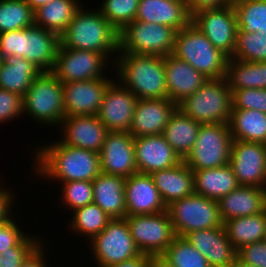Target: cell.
<instances>
[{
    "instance_id": "31",
    "label": "cell",
    "mask_w": 266,
    "mask_h": 267,
    "mask_svg": "<svg viewBox=\"0 0 266 267\" xmlns=\"http://www.w3.org/2000/svg\"><path fill=\"white\" fill-rule=\"evenodd\" d=\"M200 125L177 108L165 126L163 136L182 160L192 150Z\"/></svg>"
},
{
    "instance_id": "48",
    "label": "cell",
    "mask_w": 266,
    "mask_h": 267,
    "mask_svg": "<svg viewBox=\"0 0 266 267\" xmlns=\"http://www.w3.org/2000/svg\"><path fill=\"white\" fill-rule=\"evenodd\" d=\"M1 185V183H0ZM0 186V224L8 221L13 216V208L12 204H14V193L12 194V191H9L10 189H5V187L1 188ZM12 206V207H11ZM11 212V213H10Z\"/></svg>"
},
{
    "instance_id": "12",
    "label": "cell",
    "mask_w": 266,
    "mask_h": 267,
    "mask_svg": "<svg viewBox=\"0 0 266 267\" xmlns=\"http://www.w3.org/2000/svg\"><path fill=\"white\" fill-rule=\"evenodd\" d=\"M89 247L97 267H108L140 254L125 218L111 219L103 231L90 240Z\"/></svg>"
},
{
    "instance_id": "19",
    "label": "cell",
    "mask_w": 266,
    "mask_h": 267,
    "mask_svg": "<svg viewBox=\"0 0 266 267\" xmlns=\"http://www.w3.org/2000/svg\"><path fill=\"white\" fill-rule=\"evenodd\" d=\"M61 144L101 152L108 129L96 115L66 116L59 125Z\"/></svg>"
},
{
    "instance_id": "39",
    "label": "cell",
    "mask_w": 266,
    "mask_h": 267,
    "mask_svg": "<svg viewBox=\"0 0 266 267\" xmlns=\"http://www.w3.org/2000/svg\"><path fill=\"white\" fill-rule=\"evenodd\" d=\"M231 58L248 62H266V31L247 33L238 29L236 46Z\"/></svg>"
},
{
    "instance_id": "4",
    "label": "cell",
    "mask_w": 266,
    "mask_h": 267,
    "mask_svg": "<svg viewBox=\"0 0 266 267\" xmlns=\"http://www.w3.org/2000/svg\"><path fill=\"white\" fill-rule=\"evenodd\" d=\"M60 36L37 25L0 34V56L23 57L42 72H51L55 65Z\"/></svg>"
},
{
    "instance_id": "50",
    "label": "cell",
    "mask_w": 266,
    "mask_h": 267,
    "mask_svg": "<svg viewBox=\"0 0 266 267\" xmlns=\"http://www.w3.org/2000/svg\"><path fill=\"white\" fill-rule=\"evenodd\" d=\"M44 247L45 244L43 242L27 257V259L22 263L21 267H48L45 259L48 258V256L46 257L44 255L46 252Z\"/></svg>"
},
{
    "instance_id": "16",
    "label": "cell",
    "mask_w": 266,
    "mask_h": 267,
    "mask_svg": "<svg viewBox=\"0 0 266 267\" xmlns=\"http://www.w3.org/2000/svg\"><path fill=\"white\" fill-rule=\"evenodd\" d=\"M112 78L63 83V102L66 116L97 115Z\"/></svg>"
},
{
    "instance_id": "52",
    "label": "cell",
    "mask_w": 266,
    "mask_h": 267,
    "mask_svg": "<svg viewBox=\"0 0 266 267\" xmlns=\"http://www.w3.org/2000/svg\"><path fill=\"white\" fill-rule=\"evenodd\" d=\"M147 267H174L163 255H148Z\"/></svg>"
},
{
    "instance_id": "38",
    "label": "cell",
    "mask_w": 266,
    "mask_h": 267,
    "mask_svg": "<svg viewBox=\"0 0 266 267\" xmlns=\"http://www.w3.org/2000/svg\"><path fill=\"white\" fill-rule=\"evenodd\" d=\"M238 29L247 33L266 31V0H233Z\"/></svg>"
},
{
    "instance_id": "42",
    "label": "cell",
    "mask_w": 266,
    "mask_h": 267,
    "mask_svg": "<svg viewBox=\"0 0 266 267\" xmlns=\"http://www.w3.org/2000/svg\"><path fill=\"white\" fill-rule=\"evenodd\" d=\"M62 184V203L66 208L74 211L77 208L84 207L93 203L92 181L76 180L61 182Z\"/></svg>"
},
{
    "instance_id": "15",
    "label": "cell",
    "mask_w": 266,
    "mask_h": 267,
    "mask_svg": "<svg viewBox=\"0 0 266 267\" xmlns=\"http://www.w3.org/2000/svg\"><path fill=\"white\" fill-rule=\"evenodd\" d=\"M229 164L239 185L266 189V144L233 140Z\"/></svg>"
},
{
    "instance_id": "34",
    "label": "cell",
    "mask_w": 266,
    "mask_h": 267,
    "mask_svg": "<svg viewBox=\"0 0 266 267\" xmlns=\"http://www.w3.org/2000/svg\"><path fill=\"white\" fill-rule=\"evenodd\" d=\"M79 0H52L34 10V24L59 36L66 30L80 8Z\"/></svg>"
},
{
    "instance_id": "11",
    "label": "cell",
    "mask_w": 266,
    "mask_h": 267,
    "mask_svg": "<svg viewBox=\"0 0 266 267\" xmlns=\"http://www.w3.org/2000/svg\"><path fill=\"white\" fill-rule=\"evenodd\" d=\"M133 241L142 254L162 255L176 237L166 211L125 217Z\"/></svg>"
},
{
    "instance_id": "6",
    "label": "cell",
    "mask_w": 266,
    "mask_h": 267,
    "mask_svg": "<svg viewBox=\"0 0 266 267\" xmlns=\"http://www.w3.org/2000/svg\"><path fill=\"white\" fill-rule=\"evenodd\" d=\"M231 108V89L225 77L208 79L178 104V109L200 124L228 123Z\"/></svg>"
},
{
    "instance_id": "1",
    "label": "cell",
    "mask_w": 266,
    "mask_h": 267,
    "mask_svg": "<svg viewBox=\"0 0 266 267\" xmlns=\"http://www.w3.org/2000/svg\"><path fill=\"white\" fill-rule=\"evenodd\" d=\"M53 141L33 151L38 176L58 182L93 181L101 173L100 153Z\"/></svg>"
},
{
    "instance_id": "8",
    "label": "cell",
    "mask_w": 266,
    "mask_h": 267,
    "mask_svg": "<svg viewBox=\"0 0 266 267\" xmlns=\"http://www.w3.org/2000/svg\"><path fill=\"white\" fill-rule=\"evenodd\" d=\"M232 142L228 123L201 124L195 144L183 161L192 171L225 166Z\"/></svg>"
},
{
    "instance_id": "17",
    "label": "cell",
    "mask_w": 266,
    "mask_h": 267,
    "mask_svg": "<svg viewBox=\"0 0 266 267\" xmlns=\"http://www.w3.org/2000/svg\"><path fill=\"white\" fill-rule=\"evenodd\" d=\"M137 101L129 89L115 80L108 86L96 116L108 131L129 132Z\"/></svg>"
},
{
    "instance_id": "40",
    "label": "cell",
    "mask_w": 266,
    "mask_h": 267,
    "mask_svg": "<svg viewBox=\"0 0 266 267\" xmlns=\"http://www.w3.org/2000/svg\"><path fill=\"white\" fill-rule=\"evenodd\" d=\"M174 267H211L185 237L176 236L162 254Z\"/></svg>"
},
{
    "instance_id": "53",
    "label": "cell",
    "mask_w": 266,
    "mask_h": 267,
    "mask_svg": "<svg viewBox=\"0 0 266 267\" xmlns=\"http://www.w3.org/2000/svg\"><path fill=\"white\" fill-rule=\"evenodd\" d=\"M33 10H36L40 6L49 3L52 0H25Z\"/></svg>"
},
{
    "instance_id": "33",
    "label": "cell",
    "mask_w": 266,
    "mask_h": 267,
    "mask_svg": "<svg viewBox=\"0 0 266 267\" xmlns=\"http://www.w3.org/2000/svg\"><path fill=\"white\" fill-rule=\"evenodd\" d=\"M223 226L236 250L243 245L263 241L266 234V209L259 214L229 219L223 222Z\"/></svg>"
},
{
    "instance_id": "46",
    "label": "cell",
    "mask_w": 266,
    "mask_h": 267,
    "mask_svg": "<svg viewBox=\"0 0 266 267\" xmlns=\"http://www.w3.org/2000/svg\"><path fill=\"white\" fill-rule=\"evenodd\" d=\"M237 257L245 263L266 267V241L243 245L237 250Z\"/></svg>"
},
{
    "instance_id": "27",
    "label": "cell",
    "mask_w": 266,
    "mask_h": 267,
    "mask_svg": "<svg viewBox=\"0 0 266 267\" xmlns=\"http://www.w3.org/2000/svg\"><path fill=\"white\" fill-rule=\"evenodd\" d=\"M126 178L100 173L93 181V203L97 204L111 219L127 215L125 204Z\"/></svg>"
},
{
    "instance_id": "47",
    "label": "cell",
    "mask_w": 266,
    "mask_h": 267,
    "mask_svg": "<svg viewBox=\"0 0 266 267\" xmlns=\"http://www.w3.org/2000/svg\"><path fill=\"white\" fill-rule=\"evenodd\" d=\"M14 220L11 218L0 224V252L16 246L26 236Z\"/></svg>"
},
{
    "instance_id": "41",
    "label": "cell",
    "mask_w": 266,
    "mask_h": 267,
    "mask_svg": "<svg viewBox=\"0 0 266 267\" xmlns=\"http://www.w3.org/2000/svg\"><path fill=\"white\" fill-rule=\"evenodd\" d=\"M138 4L139 0H104L99 11L120 32L135 20Z\"/></svg>"
},
{
    "instance_id": "36",
    "label": "cell",
    "mask_w": 266,
    "mask_h": 267,
    "mask_svg": "<svg viewBox=\"0 0 266 267\" xmlns=\"http://www.w3.org/2000/svg\"><path fill=\"white\" fill-rule=\"evenodd\" d=\"M70 227L83 237L90 240L99 234L107 226L111 218L97 204L91 203L72 211Z\"/></svg>"
},
{
    "instance_id": "37",
    "label": "cell",
    "mask_w": 266,
    "mask_h": 267,
    "mask_svg": "<svg viewBox=\"0 0 266 267\" xmlns=\"http://www.w3.org/2000/svg\"><path fill=\"white\" fill-rule=\"evenodd\" d=\"M34 25V10L25 0H0V34Z\"/></svg>"
},
{
    "instance_id": "22",
    "label": "cell",
    "mask_w": 266,
    "mask_h": 267,
    "mask_svg": "<svg viewBox=\"0 0 266 267\" xmlns=\"http://www.w3.org/2000/svg\"><path fill=\"white\" fill-rule=\"evenodd\" d=\"M185 238L204 256L211 267H233L237 250L229 241L224 226L188 233Z\"/></svg>"
},
{
    "instance_id": "23",
    "label": "cell",
    "mask_w": 266,
    "mask_h": 267,
    "mask_svg": "<svg viewBox=\"0 0 266 267\" xmlns=\"http://www.w3.org/2000/svg\"><path fill=\"white\" fill-rule=\"evenodd\" d=\"M127 215L155 214L167 210L150 174L135 173L126 178Z\"/></svg>"
},
{
    "instance_id": "43",
    "label": "cell",
    "mask_w": 266,
    "mask_h": 267,
    "mask_svg": "<svg viewBox=\"0 0 266 267\" xmlns=\"http://www.w3.org/2000/svg\"><path fill=\"white\" fill-rule=\"evenodd\" d=\"M27 234L16 246L0 252V267H21L27 257L43 242Z\"/></svg>"
},
{
    "instance_id": "10",
    "label": "cell",
    "mask_w": 266,
    "mask_h": 267,
    "mask_svg": "<svg viewBox=\"0 0 266 267\" xmlns=\"http://www.w3.org/2000/svg\"><path fill=\"white\" fill-rule=\"evenodd\" d=\"M167 212L176 236L223 226L218 201L195 193L171 202Z\"/></svg>"
},
{
    "instance_id": "32",
    "label": "cell",
    "mask_w": 266,
    "mask_h": 267,
    "mask_svg": "<svg viewBox=\"0 0 266 267\" xmlns=\"http://www.w3.org/2000/svg\"><path fill=\"white\" fill-rule=\"evenodd\" d=\"M228 125L233 140L266 144V113L231 109Z\"/></svg>"
},
{
    "instance_id": "45",
    "label": "cell",
    "mask_w": 266,
    "mask_h": 267,
    "mask_svg": "<svg viewBox=\"0 0 266 267\" xmlns=\"http://www.w3.org/2000/svg\"><path fill=\"white\" fill-rule=\"evenodd\" d=\"M23 114V99L17 93L0 88V124Z\"/></svg>"
},
{
    "instance_id": "24",
    "label": "cell",
    "mask_w": 266,
    "mask_h": 267,
    "mask_svg": "<svg viewBox=\"0 0 266 267\" xmlns=\"http://www.w3.org/2000/svg\"><path fill=\"white\" fill-rule=\"evenodd\" d=\"M164 67L168 98L177 105L208 80L188 62L172 54L164 57Z\"/></svg>"
},
{
    "instance_id": "3",
    "label": "cell",
    "mask_w": 266,
    "mask_h": 267,
    "mask_svg": "<svg viewBox=\"0 0 266 267\" xmlns=\"http://www.w3.org/2000/svg\"><path fill=\"white\" fill-rule=\"evenodd\" d=\"M85 10L81 5L76 11L69 26L60 35V45L103 53L108 59L114 57L119 53V32L99 10Z\"/></svg>"
},
{
    "instance_id": "18",
    "label": "cell",
    "mask_w": 266,
    "mask_h": 267,
    "mask_svg": "<svg viewBox=\"0 0 266 267\" xmlns=\"http://www.w3.org/2000/svg\"><path fill=\"white\" fill-rule=\"evenodd\" d=\"M101 173L124 178L137 173L134 137L128 132L109 131L100 152Z\"/></svg>"
},
{
    "instance_id": "21",
    "label": "cell",
    "mask_w": 266,
    "mask_h": 267,
    "mask_svg": "<svg viewBox=\"0 0 266 267\" xmlns=\"http://www.w3.org/2000/svg\"><path fill=\"white\" fill-rule=\"evenodd\" d=\"M135 163L139 173L151 174L169 169L182 159L174 152L163 134L134 138Z\"/></svg>"
},
{
    "instance_id": "14",
    "label": "cell",
    "mask_w": 266,
    "mask_h": 267,
    "mask_svg": "<svg viewBox=\"0 0 266 267\" xmlns=\"http://www.w3.org/2000/svg\"><path fill=\"white\" fill-rule=\"evenodd\" d=\"M107 62L110 61L103 53L75 50L59 45L51 72L62 83L99 79L107 76L104 71L108 66Z\"/></svg>"
},
{
    "instance_id": "2",
    "label": "cell",
    "mask_w": 266,
    "mask_h": 267,
    "mask_svg": "<svg viewBox=\"0 0 266 267\" xmlns=\"http://www.w3.org/2000/svg\"><path fill=\"white\" fill-rule=\"evenodd\" d=\"M117 55L113 67L118 73H115L117 81L123 87L129 89L138 99L168 98L164 57L133 53Z\"/></svg>"
},
{
    "instance_id": "30",
    "label": "cell",
    "mask_w": 266,
    "mask_h": 267,
    "mask_svg": "<svg viewBox=\"0 0 266 267\" xmlns=\"http://www.w3.org/2000/svg\"><path fill=\"white\" fill-rule=\"evenodd\" d=\"M41 73L38 67L23 57L6 56L0 65V88L23 97Z\"/></svg>"
},
{
    "instance_id": "5",
    "label": "cell",
    "mask_w": 266,
    "mask_h": 267,
    "mask_svg": "<svg viewBox=\"0 0 266 267\" xmlns=\"http://www.w3.org/2000/svg\"><path fill=\"white\" fill-rule=\"evenodd\" d=\"M172 55L188 62L207 79L226 76L228 57L192 21L176 33Z\"/></svg>"
},
{
    "instance_id": "35",
    "label": "cell",
    "mask_w": 266,
    "mask_h": 267,
    "mask_svg": "<svg viewBox=\"0 0 266 267\" xmlns=\"http://www.w3.org/2000/svg\"><path fill=\"white\" fill-rule=\"evenodd\" d=\"M225 78L231 90L266 89V62L228 58Z\"/></svg>"
},
{
    "instance_id": "25",
    "label": "cell",
    "mask_w": 266,
    "mask_h": 267,
    "mask_svg": "<svg viewBox=\"0 0 266 267\" xmlns=\"http://www.w3.org/2000/svg\"><path fill=\"white\" fill-rule=\"evenodd\" d=\"M135 20L169 26L177 32L192 21L185 0H139Z\"/></svg>"
},
{
    "instance_id": "26",
    "label": "cell",
    "mask_w": 266,
    "mask_h": 267,
    "mask_svg": "<svg viewBox=\"0 0 266 267\" xmlns=\"http://www.w3.org/2000/svg\"><path fill=\"white\" fill-rule=\"evenodd\" d=\"M222 222L229 219L262 213L266 209V189L239 185L218 200Z\"/></svg>"
},
{
    "instance_id": "7",
    "label": "cell",
    "mask_w": 266,
    "mask_h": 267,
    "mask_svg": "<svg viewBox=\"0 0 266 267\" xmlns=\"http://www.w3.org/2000/svg\"><path fill=\"white\" fill-rule=\"evenodd\" d=\"M22 99L23 113L37 124L59 126L65 118L63 83L52 72H42L36 77Z\"/></svg>"
},
{
    "instance_id": "51",
    "label": "cell",
    "mask_w": 266,
    "mask_h": 267,
    "mask_svg": "<svg viewBox=\"0 0 266 267\" xmlns=\"http://www.w3.org/2000/svg\"><path fill=\"white\" fill-rule=\"evenodd\" d=\"M148 255L140 253L131 259L108 267H147Z\"/></svg>"
},
{
    "instance_id": "49",
    "label": "cell",
    "mask_w": 266,
    "mask_h": 267,
    "mask_svg": "<svg viewBox=\"0 0 266 267\" xmlns=\"http://www.w3.org/2000/svg\"><path fill=\"white\" fill-rule=\"evenodd\" d=\"M191 14L199 9L231 5L233 0H185Z\"/></svg>"
},
{
    "instance_id": "28",
    "label": "cell",
    "mask_w": 266,
    "mask_h": 267,
    "mask_svg": "<svg viewBox=\"0 0 266 267\" xmlns=\"http://www.w3.org/2000/svg\"><path fill=\"white\" fill-rule=\"evenodd\" d=\"M150 175L166 206L195 193L193 171L183 160L172 168L158 170Z\"/></svg>"
},
{
    "instance_id": "9",
    "label": "cell",
    "mask_w": 266,
    "mask_h": 267,
    "mask_svg": "<svg viewBox=\"0 0 266 267\" xmlns=\"http://www.w3.org/2000/svg\"><path fill=\"white\" fill-rule=\"evenodd\" d=\"M177 31L169 26L134 20L119 34V53L158 55L173 53Z\"/></svg>"
},
{
    "instance_id": "44",
    "label": "cell",
    "mask_w": 266,
    "mask_h": 267,
    "mask_svg": "<svg viewBox=\"0 0 266 267\" xmlns=\"http://www.w3.org/2000/svg\"><path fill=\"white\" fill-rule=\"evenodd\" d=\"M232 108L266 113V89L231 90Z\"/></svg>"
},
{
    "instance_id": "54",
    "label": "cell",
    "mask_w": 266,
    "mask_h": 267,
    "mask_svg": "<svg viewBox=\"0 0 266 267\" xmlns=\"http://www.w3.org/2000/svg\"><path fill=\"white\" fill-rule=\"evenodd\" d=\"M233 267H258L253 264L242 262L238 257L236 258L235 265Z\"/></svg>"
},
{
    "instance_id": "13",
    "label": "cell",
    "mask_w": 266,
    "mask_h": 267,
    "mask_svg": "<svg viewBox=\"0 0 266 267\" xmlns=\"http://www.w3.org/2000/svg\"><path fill=\"white\" fill-rule=\"evenodd\" d=\"M192 22L213 46L231 58L236 46L237 16L233 5L203 8L192 14Z\"/></svg>"
},
{
    "instance_id": "29",
    "label": "cell",
    "mask_w": 266,
    "mask_h": 267,
    "mask_svg": "<svg viewBox=\"0 0 266 267\" xmlns=\"http://www.w3.org/2000/svg\"><path fill=\"white\" fill-rule=\"evenodd\" d=\"M193 175L195 194L217 201L239 186L230 164L195 170Z\"/></svg>"
},
{
    "instance_id": "20",
    "label": "cell",
    "mask_w": 266,
    "mask_h": 267,
    "mask_svg": "<svg viewBox=\"0 0 266 267\" xmlns=\"http://www.w3.org/2000/svg\"><path fill=\"white\" fill-rule=\"evenodd\" d=\"M177 108L169 98L138 99L128 133L134 138L163 134Z\"/></svg>"
}]
</instances>
